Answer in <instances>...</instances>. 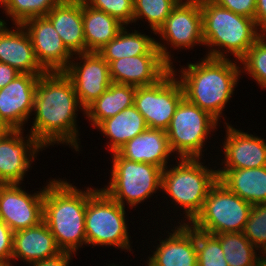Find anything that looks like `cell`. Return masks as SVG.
Instances as JSON below:
<instances>
[{
  "instance_id": "1",
  "label": "cell",
  "mask_w": 266,
  "mask_h": 266,
  "mask_svg": "<svg viewBox=\"0 0 266 266\" xmlns=\"http://www.w3.org/2000/svg\"><path fill=\"white\" fill-rule=\"evenodd\" d=\"M78 109L85 114L71 79L64 72H45L39 77L36 86L35 117L30 134L44 148L66 143L79 151L80 139L76 124Z\"/></svg>"
},
{
  "instance_id": "2",
  "label": "cell",
  "mask_w": 266,
  "mask_h": 266,
  "mask_svg": "<svg viewBox=\"0 0 266 266\" xmlns=\"http://www.w3.org/2000/svg\"><path fill=\"white\" fill-rule=\"evenodd\" d=\"M188 67V68H187ZM182 67L179 81L184 98L218 121L237 86L242 68L229 58L206 57Z\"/></svg>"
},
{
  "instance_id": "3",
  "label": "cell",
  "mask_w": 266,
  "mask_h": 266,
  "mask_svg": "<svg viewBox=\"0 0 266 266\" xmlns=\"http://www.w3.org/2000/svg\"><path fill=\"white\" fill-rule=\"evenodd\" d=\"M88 188L79 190L71 183L52 179L44 192L43 222L62 251L75 254L87 244L85 214Z\"/></svg>"
},
{
  "instance_id": "4",
  "label": "cell",
  "mask_w": 266,
  "mask_h": 266,
  "mask_svg": "<svg viewBox=\"0 0 266 266\" xmlns=\"http://www.w3.org/2000/svg\"><path fill=\"white\" fill-rule=\"evenodd\" d=\"M200 8L204 45L210 48L206 57L226 59V53H230L239 61L263 35L254 19L235 14L212 0H200Z\"/></svg>"
},
{
  "instance_id": "5",
  "label": "cell",
  "mask_w": 266,
  "mask_h": 266,
  "mask_svg": "<svg viewBox=\"0 0 266 266\" xmlns=\"http://www.w3.org/2000/svg\"><path fill=\"white\" fill-rule=\"evenodd\" d=\"M177 166L163 169L161 190L179 204L191 223L203 208L210 188L217 182V170L202 165L201 158H180Z\"/></svg>"
},
{
  "instance_id": "6",
  "label": "cell",
  "mask_w": 266,
  "mask_h": 266,
  "mask_svg": "<svg viewBox=\"0 0 266 266\" xmlns=\"http://www.w3.org/2000/svg\"><path fill=\"white\" fill-rule=\"evenodd\" d=\"M125 214V207L112 199L103 189L88 187L85 214L87 244L93 247L113 246L131 252Z\"/></svg>"
},
{
  "instance_id": "7",
  "label": "cell",
  "mask_w": 266,
  "mask_h": 266,
  "mask_svg": "<svg viewBox=\"0 0 266 266\" xmlns=\"http://www.w3.org/2000/svg\"><path fill=\"white\" fill-rule=\"evenodd\" d=\"M112 160L110 182L102 189L123 207L125 203L134 207L156 193L159 188L161 190L162 168L150 163L127 160L117 152H113Z\"/></svg>"
},
{
  "instance_id": "8",
  "label": "cell",
  "mask_w": 266,
  "mask_h": 266,
  "mask_svg": "<svg viewBox=\"0 0 266 266\" xmlns=\"http://www.w3.org/2000/svg\"><path fill=\"white\" fill-rule=\"evenodd\" d=\"M251 207L249 202L217 180L210 188L202 210L190 225L211 235L243 232Z\"/></svg>"
},
{
  "instance_id": "9",
  "label": "cell",
  "mask_w": 266,
  "mask_h": 266,
  "mask_svg": "<svg viewBox=\"0 0 266 266\" xmlns=\"http://www.w3.org/2000/svg\"><path fill=\"white\" fill-rule=\"evenodd\" d=\"M218 122L207 111L183 98L166 130L172 153L179 154V158H201L204 142Z\"/></svg>"
},
{
  "instance_id": "10",
  "label": "cell",
  "mask_w": 266,
  "mask_h": 266,
  "mask_svg": "<svg viewBox=\"0 0 266 266\" xmlns=\"http://www.w3.org/2000/svg\"><path fill=\"white\" fill-rule=\"evenodd\" d=\"M174 69L171 66V70L153 85L136 87L134 106L144 117L148 128L166 131L176 107L184 98Z\"/></svg>"
},
{
  "instance_id": "11",
  "label": "cell",
  "mask_w": 266,
  "mask_h": 266,
  "mask_svg": "<svg viewBox=\"0 0 266 266\" xmlns=\"http://www.w3.org/2000/svg\"><path fill=\"white\" fill-rule=\"evenodd\" d=\"M21 184H0V219L13 231L35 227L43 221L45 187L34 194Z\"/></svg>"
},
{
  "instance_id": "12",
  "label": "cell",
  "mask_w": 266,
  "mask_h": 266,
  "mask_svg": "<svg viewBox=\"0 0 266 266\" xmlns=\"http://www.w3.org/2000/svg\"><path fill=\"white\" fill-rule=\"evenodd\" d=\"M64 73L71 79L81 105L86 109L110 86L109 64L98 52L76 54ZM83 62V63H82ZM82 63V64H81Z\"/></svg>"
},
{
  "instance_id": "13",
  "label": "cell",
  "mask_w": 266,
  "mask_h": 266,
  "mask_svg": "<svg viewBox=\"0 0 266 266\" xmlns=\"http://www.w3.org/2000/svg\"><path fill=\"white\" fill-rule=\"evenodd\" d=\"M28 33L38 64L45 72H64L73 54L66 48L52 23L44 17L21 24Z\"/></svg>"
},
{
  "instance_id": "14",
  "label": "cell",
  "mask_w": 266,
  "mask_h": 266,
  "mask_svg": "<svg viewBox=\"0 0 266 266\" xmlns=\"http://www.w3.org/2000/svg\"><path fill=\"white\" fill-rule=\"evenodd\" d=\"M157 34L175 49L204 45L200 0H180Z\"/></svg>"
},
{
  "instance_id": "15",
  "label": "cell",
  "mask_w": 266,
  "mask_h": 266,
  "mask_svg": "<svg viewBox=\"0 0 266 266\" xmlns=\"http://www.w3.org/2000/svg\"><path fill=\"white\" fill-rule=\"evenodd\" d=\"M23 133L14 130L0 140V184L22 183L36 154L44 148L32 134L23 137Z\"/></svg>"
},
{
  "instance_id": "16",
  "label": "cell",
  "mask_w": 266,
  "mask_h": 266,
  "mask_svg": "<svg viewBox=\"0 0 266 266\" xmlns=\"http://www.w3.org/2000/svg\"><path fill=\"white\" fill-rule=\"evenodd\" d=\"M41 75L20 74L0 90V119L15 130H24L23 124L32 116L36 86Z\"/></svg>"
},
{
  "instance_id": "17",
  "label": "cell",
  "mask_w": 266,
  "mask_h": 266,
  "mask_svg": "<svg viewBox=\"0 0 266 266\" xmlns=\"http://www.w3.org/2000/svg\"><path fill=\"white\" fill-rule=\"evenodd\" d=\"M170 70L171 66L161 55L131 56L109 63V74L112 83L135 87L153 85Z\"/></svg>"
},
{
  "instance_id": "18",
  "label": "cell",
  "mask_w": 266,
  "mask_h": 266,
  "mask_svg": "<svg viewBox=\"0 0 266 266\" xmlns=\"http://www.w3.org/2000/svg\"><path fill=\"white\" fill-rule=\"evenodd\" d=\"M179 224L168 238L159 240L146 266H197L195 228L184 221Z\"/></svg>"
},
{
  "instance_id": "19",
  "label": "cell",
  "mask_w": 266,
  "mask_h": 266,
  "mask_svg": "<svg viewBox=\"0 0 266 266\" xmlns=\"http://www.w3.org/2000/svg\"><path fill=\"white\" fill-rule=\"evenodd\" d=\"M224 166L222 169H248L266 166V141L226 123Z\"/></svg>"
},
{
  "instance_id": "20",
  "label": "cell",
  "mask_w": 266,
  "mask_h": 266,
  "mask_svg": "<svg viewBox=\"0 0 266 266\" xmlns=\"http://www.w3.org/2000/svg\"><path fill=\"white\" fill-rule=\"evenodd\" d=\"M0 19V62L15 68L21 74H44L34 55L30 37L21 24L8 29Z\"/></svg>"
},
{
  "instance_id": "21",
  "label": "cell",
  "mask_w": 266,
  "mask_h": 266,
  "mask_svg": "<svg viewBox=\"0 0 266 266\" xmlns=\"http://www.w3.org/2000/svg\"><path fill=\"white\" fill-rule=\"evenodd\" d=\"M45 17L52 23L64 45L73 55L87 52L82 0H63L55 5Z\"/></svg>"
},
{
  "instance_id": "22",
  "label": "cell",
  "mask_w": 266,
  "mask_h": 266,
  "mask_svg": "<svg viewBox=\"0 0 266 266\" xmlns=\"http://www.w3.org/2000/svg\"><path fill=\"white\" fill-rule=\"evenodd\" d=\"M98 53L108 64L111 61L125 57L161 55L170 66H174L171 60V53L168 52L166 45L136 30L130 33L125 26L119 31L118 35L101 48Z\"/></svg>"
},
{
  "instance_id": "23",
  "label": "cell",
  "mask_w": 266,
  "mask_h": 266,
  "mask_svg": "<svg viewBox=\"0 0 266 266\" xmlns=\"http://www.w3.org/2000/svg\"><path fill=\"white\" fill-rule=\"evenodd\" d=\"M117 153L127 160L150 163L164 169L172 151L165 130L147 128L125 143Z\"/></svg>"
},
{
  "instance_id": "24",
  "label": "cell",
  "mask_w": 266,
  "mask_h": 266,
  "mask_svg": "<svg viewBox=\"0 0 266 266\" xmlns=\"http://www.w3.org/2000/svg\"><path fill=\"white\" fill-rule=\"evenodd\" d=\"M55 237L42 221L35 227L13 233L12 260L19 258L26 264L54 257L61 253Z\"/></svg>"
},
{
  "instance_id": "25",
  "label": "cell",
  "mask_w": 266,
  "mask_h": 266,
  "mask_svg": "<svg viewBox=\"0 0 266 266\" xmlns=\"http://www.w3.org/2000/svg\"><path fill=\"white\" fill-rule=\"evenodd\" d=\"M218 181L251 205L266 203V166L217 169Z\"/></svg>"
},
{
  "instance_id": "26",
  "label": "cell",
  "mask_w": 266,
  "mask_h": 266,
  "mask_svg": "<svg viewBox=\"0 0 266 266\" xmlns=\"http://www.w3.org/2000/svg\"><path fill=\"white\" fill-rule=\"evenodd\" d=\"M96 128L109 138L108 148L113 153L148 127L142 114L133 105L102 121Z\"/></svg>"
},
{
  "instance_id": "27",
  "label": "cell",
  "mask_w": 266,
  "mask_h": 266,
  "mask_svg": "<svg viewBox=\"0 0 266 266\" xmlns=\"http://www.w3.org/2000/svg\"><path fill=\"white\" fill-rule=\"evenodd\" d=\"M82 17L87 52H98L124 27L109 14L91 8L82 0Z\"/></svg>"
},
{
  "instance_id": "28",
  "label": "cell",
  "mask_w": 266,
  "mask_h": 266,
  "mask_svg": "<svg viewBox=\"0 0 266 266\" xmlns=\"http://www.w3.org/2000/svg\"><path fill=\"white\" fill-rule=\"evenodd\" d=\"M135 92V86L111 83L109 88L85 109V116L96 128L102 121L133 106Z\"/></svg>"
},
{
  "instance_id": "29",
  "label": "cell",
  "mask_w": 266,
  "mask_h": 266,
  "mask_svg": "<svg viewBox=\"0 0 266 266\" xmlns=\"http://www.w3.org/2000/svg\"><path fill=\"white\" fill-rule=\"evenodd\" d=\"M222 246L228 266H258V249L244 236L243 232H226L214 235Z\"/></svg>"
},
{
  "instance_id": "30",
  "label": "cell",
  "mask_w": 266,
  "mask_h": 266,
  "mask_svg": "<svg viewBox=\"0 0 266 266\" xmlns=\"http://www.w3.org/2000/svg\"><path fill=\"white\" fill-rule=\"evenodd\" d=\"M63 0H3L5 14L9 16L14 25L22 24L35 17H44L55 5Z\"/></svg>"
},
{
  "instance_id": "31",
  "label": "cell",
  "mask_w": 266,
  "mask_h": 266,
  "mask_svg": "<svg viewBox=\"0 0 266 266\" xmlns=\"http://www.w3.org/2000/svg\"><path fill=\"white\" fill-rule=\"evenodd\" d=\"M180 0H134L133 22L140 18L148 20L155 34L170 16Z\"/></svg>"
},
{
  "instance_id": "32",
  "label": "cell",
  "mask_w": 266,
  "mask_h": 266,
  "mask_svg": "<svg viewBox=\"0 0 266 266\" xmlns=\"http://www.w3.org/2000/svg\"><path fill=\"white\" fill-rule=\"evenodd\" d=\"M266 34H263L239 60L247 72L261 86L266 88Z\"/></svg>"
},
{
  "instance_id": "33",
  "label": "cell",
  "mask_w": 266,
  "mask_h": 266,
  "mask_svg": "<svg viewBox=\"0 0 266 266\" xmlns=\"http://www.w3.org/2000/svg\"><path fill=\"white\" fill-rule=\"evenodd\" d=\"M197 266H228L220 241L211 234L195 229Z\"/></svg>"
},
{
  "instance_id": "34",
  "label": "cell",
  "mask_w": 266,
  "mask_h": 266,
  "mask_svg": "<svg viewBox=\"0 0 266 266\" xmlns=\"http://www.w3.org/2000/svg\"><path fill=\"white\" fill-rule=\"evenodd\" d=\"M243 234L259 251L266 247V203L252 205Z\"/></svg>"
},
{
  "instance_id": "35",
  "label": "cell",
  "mask_w": 266,
  "mask_h": 266,
  "mask_svg": "<svg viewBox=\"0 0 266 266\" xmlns=\"http://www.w3.org/2000/svg\"><path fill=\"white\" fill-rule=\"evenodd\" d=\"M91 8L103 11L120 23H133L134 0H83Z\"/></svg>"
},
{
  "instance_id": "36",
  "label": "cell",
  "mask_w": 266,
  "mask_h": 266,
  "mask_svg": "<svg viewBox=\"0 0 266 266\" xmlns=\"http://www.w3.org/2000/svg\"><path fill=\"white\" fill-rule=\"evenodd\" d=\"M217 5L255 20L256 0H212Z\"/></svg>"
},
{
  "instance_id": "37",
  "label": "cell",
  "mask_w": 266,
  "mask_h": 266,
  "mask_svg": "<svg viewBox=\"0 0 266 266\" xmlns=\"http://www.w3.org/2000/svg\"><path fill=\"white\" fill-rule=\"evenodd\" d=\"M13 231L0 219V259L7 261L13 266L12 260L13 252Z\"/></svg>"
},
{
  "instance_id": "38",
  "label": "cell",
  "mask_w": 266,
  "mask_h": 266,
  "mask_svg": "<svg viewBox=\"0 0 266 266\" xmlns=\"http://www.w3.org/2000/svg\"><path fill=\"white\" fill-rule=\"evenodd\" d=\"M73 253L62 251L58 255L31 263L29 266H69Z\"/></svg>"
},
{
  "instance_id": "39",
  "label": "cell",
  "mask_w": 266,
  "mask_h": 266,
  "mask_svg": "<svg viewBox=\"0 0 266 266\" xmlns=\"http://www.w3.org/2000/svg\"><path fill=\"white\" fill-rule=\"evenodd\" d=\"M20 74L21 73L12 66L0 62V90Z\"/></svg>"
},
{
  "instance_id": "40",
  "label": "cell",
  "mask_w": 266,
  "mask_h": 266,
  "mask_svg": "<svg viewBox=\"0 0 266 266\" xmlns=\"http://www.w3.org/2000/svg\"><path fill=\"white\" fill-rule=\"evenodd\" d=\"M255 22L261 33L266 34V0H256Z\"/></svg>"
},
{
  "instance_id": "41",
  "label": "cell",
  "mask_w": 266,
  "mask_h": 266,
  "mask_svg": "<svg viewBox=\"0 0 266 266\" xmlns=\"http://www.w3.org/2000/svg\"><path fill=\"white\" fill-rule=\"evenodd\" d=\"M14 130L5 120L0 119V140L6 138Z\"/></svg>"
},
{
  "instance_id": "42",
  "label": "cell",
  "mask_w": 266,
  "mask_h": 266,
  "mask_svg": "<svg viewBox=\"0 0 266 266\" xmlns=\"http://www.w3.org/2000/svg\"><path fill=\"white\" fill-rule=\"evenodd\" d=\"M0 266H11L7 261L0 259Z\"/></svg>"
},
{
  "instance_id": "43",
  "label": "cell",
  "mask_w": 266,
  "mask_h": 266,
  "mask_svg": "<svg viewBox=\"0 0 266 266\" xmlns=\"http://www.w3.org/2000/svg\"><path fill=\"white\" fill-rule=\"evenodd\" d=\"M261 253H262V255H261V253H260V256L264 259V260H266V247L262 250V251H260ZM265 255V256H264Z\"/></svg>"
}]
</instances>
